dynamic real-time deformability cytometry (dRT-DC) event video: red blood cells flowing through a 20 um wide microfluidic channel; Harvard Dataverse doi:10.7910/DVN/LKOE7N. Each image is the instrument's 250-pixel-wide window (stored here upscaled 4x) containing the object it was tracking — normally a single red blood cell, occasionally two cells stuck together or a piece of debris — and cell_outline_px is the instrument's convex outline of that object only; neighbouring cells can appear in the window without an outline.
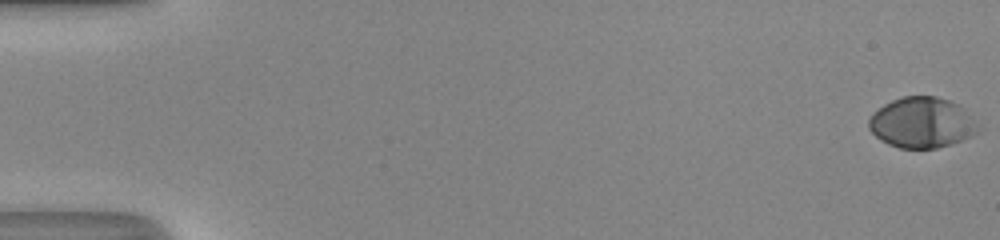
{"species": "human", "species_latin": "Homo sapiens", "temperature_condition": "room temperature", "stored_images_in_passage": 52, "camera_frame_rate_fps": 3000, "um_per_image_px": 0.085, "donor": {"sex": "male"}, "frame": {"image": 1, "passage_image": 1, "time_ms": 0.0, "image_size_px": [1000, 240], "cell_outline_px": [[980, 132], [972, 136], [952, 144], [936, 148], [900, 148], [888, 144], [880, 140], [868, 128], [868, 120], [872, 112], [884, 104], [892, 100], [904, 96], [936, 96], [960, 104], [980, 124]], "centroid_in_image_um": [78.39, 10.42], "position_along_channel_um": 6.6, "area_um2": 32.71}}
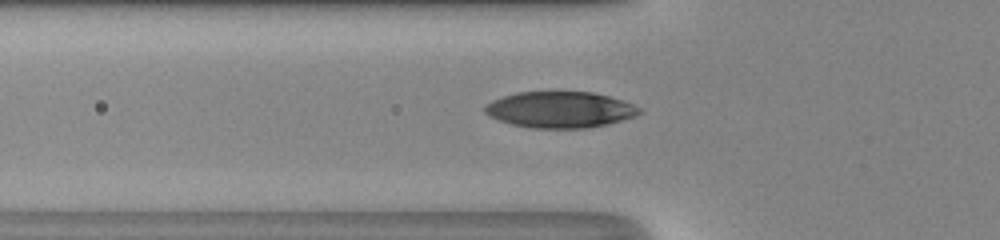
{"frame": {"image": 2, "passage_image": 20, "time_ms": 6.333, "image_size_px": [1000, 240], "cell_outline_px": [[644, 112], [636, 116], [608, 124], [588, 128], [532, 128], [512, 124], [488, 116], [484, 112], [484, 104], [492, 100], [516, 92], [592, 92], [624, 100], [640, 108]], "centroid_in_image_um": [47.61, 9.32], "position_along_channel_um": 78.2, "area_um2": 32.71}}
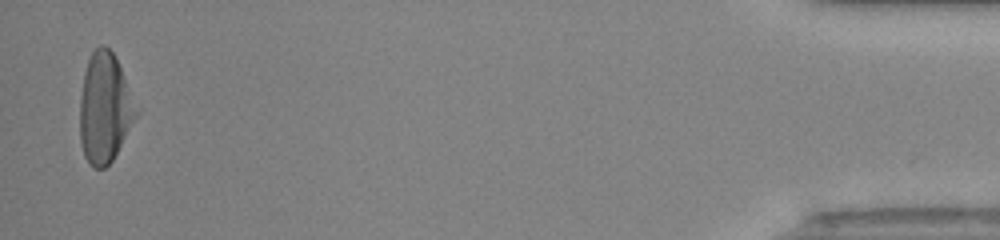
{"frame": {"image": 3, "passage_image": 51, "time_ms": 16.667, "image_size_px": [1000, 240], "cell_outline_px": [[140, 112], [112, 160], [104, 168], [96, 168], [88, 164], [84, 156], [80, 144], [80, 96], [84, 72], [88, 60], [92, 52], [100, 44], [104, 44], [112, 52], [140, 108]], "centroid_in_image_um": [8.91, 9.2], "position_along_channel_um": 426.3, "area_um2": 36.3}, "authors_computed_cell_mechanics": {"area_um2": 33.3506, "velocity_mm_per_s": 4.2182, "shape_relaxation_time_tau1_ms": 3.3053, "shape_relaxation_time_tau2_ms": null, "deformation_change_tau1": 0.2093, "deformation_change_tau2": null}}